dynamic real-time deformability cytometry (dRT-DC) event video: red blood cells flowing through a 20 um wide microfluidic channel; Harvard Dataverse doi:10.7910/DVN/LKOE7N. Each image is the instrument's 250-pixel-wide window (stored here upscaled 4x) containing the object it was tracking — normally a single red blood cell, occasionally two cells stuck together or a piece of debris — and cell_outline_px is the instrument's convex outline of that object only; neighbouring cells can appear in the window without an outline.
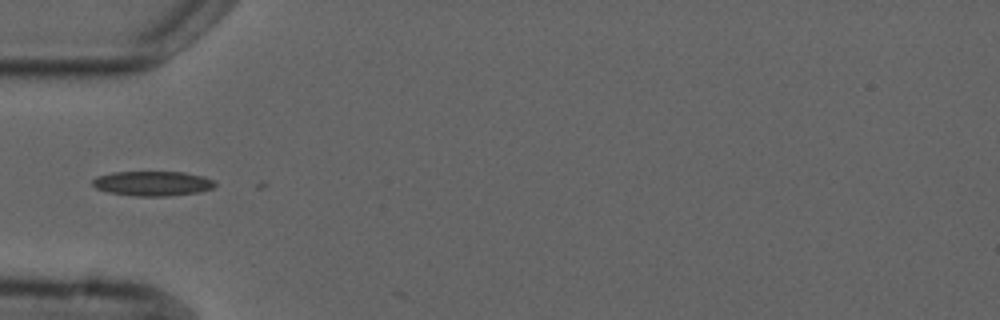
{"species": "common noctule bat (a hibernating species)", "species_latin": "Nyctalus noctula", "temperature_condition": "cold", "stored_images_in_passage": 6, "camera_frame_rate_fps": 3000, "um_per_image_px": 0.085, "animal": {"sex": "male", "forearm_length_mm": 52.5}, "frame": {"image": 1, "passage_image": 5, "time_ms": 5.667, "image_size_px": [1000, 320], "cell_outline_px": [[216, 184], [212, 188], [200, 192], [168, 196], [136, 196], [108, 192], [96, 188], [92, 184], [92, 180], [96, 176], [112, 172], [184, 172], [204, 176], [212, 180]], "centroid_in_image_um": [12.96, 15.59], "position_along_channel_um": 72.0, "area_um2": 17.69}}